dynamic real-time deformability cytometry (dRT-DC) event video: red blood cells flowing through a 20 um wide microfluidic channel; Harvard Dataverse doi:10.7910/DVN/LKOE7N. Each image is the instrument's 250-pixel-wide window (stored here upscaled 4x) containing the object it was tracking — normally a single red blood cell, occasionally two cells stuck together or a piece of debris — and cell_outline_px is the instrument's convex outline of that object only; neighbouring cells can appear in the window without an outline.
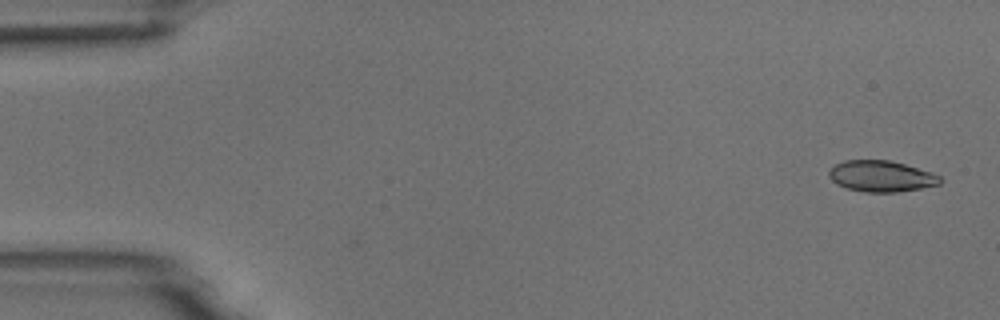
{"species": "common noctule bat (a hibernating species)", "species_latin": "Nyctalus noctula", "temperature_condition": "room temperature", "stored_images_in_passage": 4, "camera_frame_rate_fps": 3000, "um_per_image_px": 0.085, "animal": {"sex": "male", "body_mass_g": 18.8}, "frame": {"image": 1, "passage_image": 1, "time_ms": 0.0, "image_size_px": [1000, 320], "cell_outline_px": [[940, 184], [920, 188], [896, 192], [864, 192], [848, 188], [836, 184], [828, 176], [828, 172], [836, 164], [844, 160], [888, 160], [904, 164], [932, 172], [940, 176]], "centroid_in_image_um": [74.89, 14.97], "position_along_channel_um": 10.1, "area_um2": 20.0}}